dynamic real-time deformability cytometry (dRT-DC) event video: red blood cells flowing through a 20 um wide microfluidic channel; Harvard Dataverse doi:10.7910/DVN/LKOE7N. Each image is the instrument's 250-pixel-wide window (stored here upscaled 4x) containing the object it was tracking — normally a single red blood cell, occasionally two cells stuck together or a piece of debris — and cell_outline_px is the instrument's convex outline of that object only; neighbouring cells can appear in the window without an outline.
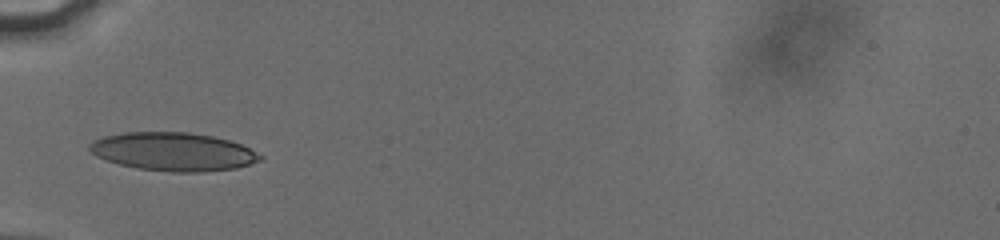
{"species": "human", "species_latin": "Homo sapiens", "temperature_condition": "cold", "stored_images_in_passage": 27, "camera_frame_rate_fps": 3000, "um_per_image_px": 0.085, "donor": {"sex": "male"}, "frame": {"image": 1, "passage_image": 1, "time_ms": 0.0, "image_size_px": [1000, 240], "cell_outline_px": [[264, 156], [260, 160], [236, 168], [204, 172], [172, 172], [136, 168], [104, 160], [96, 156], [88, 148], [88, 144], [92, 140], [104, 136], [124, 132], [188, 132], [212, 136], [228, 140], [240, 144]], "centroid_in_image_um": [14.68, 12.89], "position_along_channel_um": 70.3, "area_um2": 38.15}}
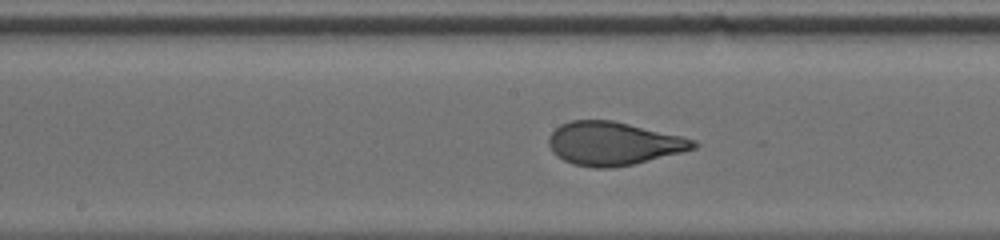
{"frame": {"image": 2, "passage_image": 10, "time_ms": 3.333, "image_size_px": [1000, 240], "cell_outline_px": [[700, 144], [696, 148], [684, 152], [632, 164], [608, 168], [596, 168], [572, 164], [556, 156], [552, 152], [548, 144], [548, 136], [560, 124], [572, 120], [612, 120], [680, 136], [696, 140]], "centroid_in_image_um": [52.12, 12.2], "position_along_channel_um": 196.1, "area_um2": 36.47}}
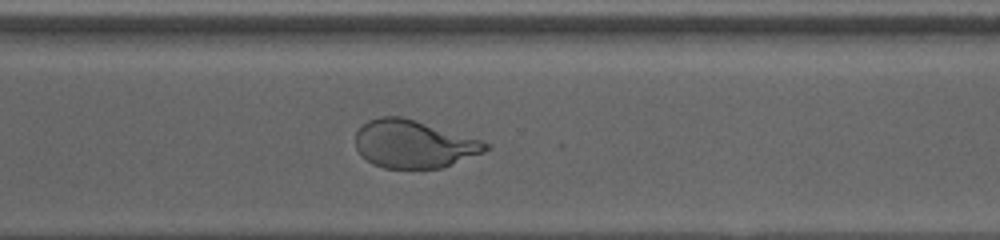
{"frame": {"image": 3, "passage_image": 21, "time_ms": 7.0, "image_size_px": [1000, 240], "cell_outline_px": [[492, 148], [484, 152], [440, 168], [384, 168], [372, 164], [356, 148], [356, 132], [368, 120], [380, 116], [400, 116], [480, 140], [492, 144]], "centroid_in_image_um": [35.16, 12.25], "position_along_channel_um": 335.4, "area_um2": 35.72}, "authors_computed_cell_mechanics": {"area_um2": 36.2984, "velocity_mm_per_s": 3.8218, "shape_relaxation_time_tau1_ms": 5.3743, "shape_relaxation_time_tau2_ms": null, "deformation_change_tau1": 0.1818, "deformation_change_tau2": null}}